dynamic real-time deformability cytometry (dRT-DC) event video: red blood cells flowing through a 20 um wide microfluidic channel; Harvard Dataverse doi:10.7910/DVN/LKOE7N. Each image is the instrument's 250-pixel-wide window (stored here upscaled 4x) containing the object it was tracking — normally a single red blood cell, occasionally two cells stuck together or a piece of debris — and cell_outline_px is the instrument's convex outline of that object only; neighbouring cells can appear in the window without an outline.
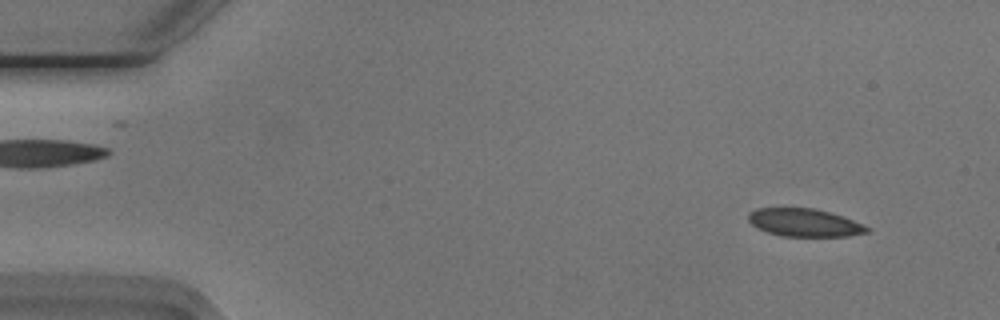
{"species": "Egyptian fruit bat (a non-hibernating species)", "species_latin": "Rousettus aegyptiacus", "temperature_condition": "cold", "stored_images_in_passage": 53, "camera_frame_rate_fps": 3000, "um_per_image_px": 0.085, "animal": {"sex": "male"}, "frame": {"image": 1, "passage_image": 4, "time_ms": 1.0, "image_size_px": [1000, 320], "cell_outline_px": [[872, 232], [848, 236], [780, 236], [756, 228], [748, 220], [748, 212], [756, 208], [812, 208], [828, 212], [852, 220], [872, 228]], "centroid_in_image_um": [68.37, 18.93], "position_along_channel_um": 16.6, "area_um2": 19.31}}
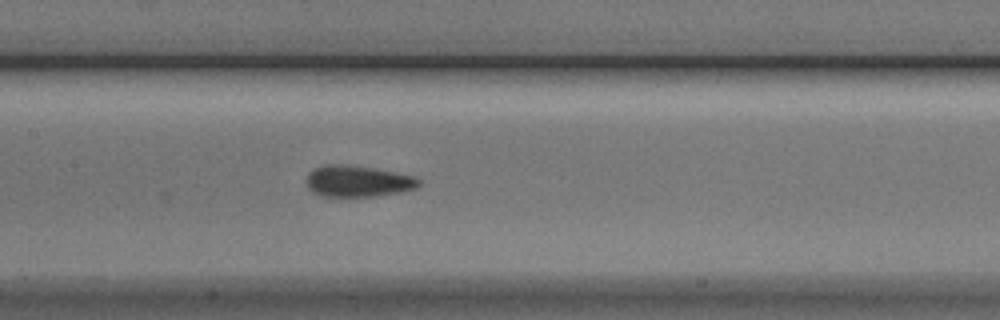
{"frame": {"image": 2, "passage_image": 25, "time_ms": 8.0, "image_size_px": [1000, 320], "cell_outline_px": [[420, 184], [416, 188], [404, 192], [376, 196], [320, 196], [312, 192], [308, 188], [304, 180], [308, 172], [312, 168], [324, 164], [344, 164], [372, 168], [396, 172], [416, 176], [420, 180]], "centroid_in_image_um": [30.38, 15.4], "position_along_channel_um": 177.0, "area_um2": 20.98}}
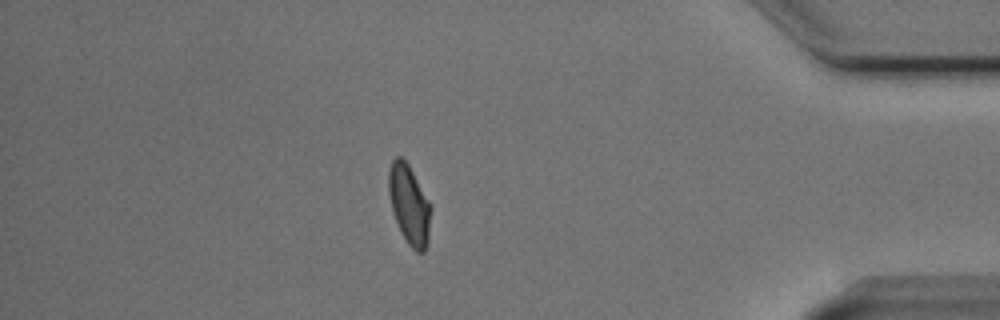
{"frame": {"image": 3, "passage_image": 46, "time_ms": 15.0, "image_size_px": [1000, 320], "cell_outline_px": [[432, 208], [428, 244], [424, 252], [416, 252], [408, 244], [400, 232], [392, 212], [388, 192], [388, 172], [392, 160], [396, 156], [400, 156], [408, 164], [432, 204]], "centroid_in_image_um": [34.8, 17.41], "position_along_channel_um": 400.4, "area_um2": 20.0}, "authors_computed_cell_mechanics": {"area_um2": 20.3456, "velocity_mm_per_s": 3.7656, "shape_relaxation_time_tau1_ms": 4.8723, "shape_relaxation_time_tau2_ms": 1.5056, "deformation_change_tau1": 0.1329, "deformation_change_tau2": 0.0565}}